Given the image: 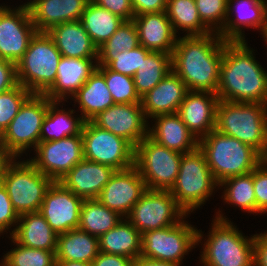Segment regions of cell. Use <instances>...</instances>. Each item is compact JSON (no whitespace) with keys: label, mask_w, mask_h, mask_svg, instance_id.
Instances as JSON below:
<instances>
[{"label":"cell","mask_w":267,"mask_h":266,"mask_svg":"<svg viewBox=\"0 0 267 266\" xmlns=\"http://www.w3.org/2000/svg\"><path fill=\"white\" fill-rule=\"evenodd\" d=\"M99 252L98 237L88 232L72 229L58 235L56 260L91 263Z\"/></svg>","instance_id":"31"},{"label":"cell","mask_w":267,"mask_h":266,"mask_svg":"<svg viewBox=\"0 0 267 266\" xmlns=\"http://www.w3.org/2000/svg\"><path fill=\"white\" fill-rule=\"evenodd\" d=\"M8 160L1 172L0 182L6 188L10 201L20 216L40 211L45 193L53 181L42 174L30 161Z\"/></svg>","instance_id":"7"},{"label":"cell","mask_w":267,"mask_h":266,"mask_svg":"<svg viewBox=\"0 0 267 266\" xmlns=\"http://www.w3.org/2000/svg\"><path fill=\"white\" fill-rule=\"evenodd\" d=\"M61 57L48 33H36L16 64L18 83L32 94L44 95L56 81Z\"/></svg>","instance_id":"5"},{"label":"cell","mask_w":267,"mask_h":266,"mask_svg":"<svg viewBox=\"0 0 267 266\" xmlns=\"http://www.w3.org/2000/svg\"><path fill=\"white\" fill-rule=\"evenodd\" d=\"M156 125L148 130V136L168 149L182 154L195 150L198 139L189 131L177 113L154 117Z\"/></svg>","instance_id":"26"},{"label":"cell","mask_w":267,"mask_h":266,"mask_svg":"<svg viewBox=\"0 0 267 266\" xmlns=\"http://www.w3.org/2000/svg\"><path fill=\"white\" fill-rule=\"evenodd\" d=\"M97 58H71L62 56L57 66L56 81L44 94L51 101L62 102L66 95L74 96L97 69Z\"/></svg>","instance_id":"23"},{"label":"cell","mask_w":267,"mask_h":266,"mask_svg":"<svg viewBox=\"0 0 267 266\" xmlns=\"http://www.w3.org/2000/svg\"><path fill=\"white\" fill-rule=\"evenodd\" d=\"M35 151L38 156L29 161L52 181H59L84 158L81 132L60 140L40 141Z\"/></svg>","instance_id":"14"},{"label":"cell","mask_w":267,"mask_h":266,"mask_svg":"<svg viewBox=\"0 0 267 266\" xmlns=\"http://www.w3.org/2000/svg\"><path fill=\"white\" fill-rule=\"evenodd\" d=\"M19 215L15 211L6 188L0 182V233L18 223Z\"/></svg>","instance_id":"45"},{"label":"cell","mask_w":267,"mask_h":266,"mask_svg":"<svg viewBox=\"0 0 267 266\" xmlns=\"http://www.w3.org/2000/svg\"><path fill=\"white\" fill-rule=\"evenodd\" d=\"M180 264L148 258L145 256H138L133 260V266H179Z\"/></svg>","instance_id":"51"},{"label":"cell","mask_w":267,"mask_h":266,"mask_svg":"<svg viewBox=\"0 0 267 266\" xmlns=\"http://www.w3.org/2000/svg\"><path fill=\"white\" fill-rule=\"evenodd\" d=\"M55 266H92V263H86L81 261L56 260Z\"/></svg>","instance_id":"52"},{"label":"cell","mask_w":267,"mask_h":266,"mask_svg":"<svg viewBox=\"0 0 267 266\" xmlns=\"http://www.w3.org/2000/svg\"><path fill=\"white\" fill-rule=\"evenodd\" d=\"M254 266H267V233L254 238Z\"/></svg>","instance_id":"50"},{"label":"cell","mask_w":267,"mask_h":266,"mask_svg":"<svg viewBox=\"0 0 267 266\" xmlns=\"http://www.w3.org/2000/svg\"><path fill=\"white\" fill-rule=\"evenodd\" d=\"M146 116L141 103H115L91 121L127 140L134 148L148 136Z\"/></svg>","instance_id":"16"},{"label":"cell","mask_w":267,"mask_h":266,"mask_svg":"<svg viewBox=\"0 0 267 266\" xmlns=\"http://www.w3.org/2000/svg\"><path fill=\"white\" fill-rule=\"evenodd\" d=\"M200 231L184 221L144 232L141 256L180 264L183 256L202 239Z\"/></svg>","instance_id":"11"},{"label":"cell","mask_w":267,"mask_h":266,"mask_svg":"<svg viewBox=\"0 0 267 266\" xmlns=\"http://www.w3.org/2000/svg\"><path fill=\"white\" fill-rule=\"evenodd\" d=\"M36 33L26 4L15 10L0 6V59L17 64Z\"/></svg>","instance_id":"15"},{"label":"cell","mask_w":267,"mask_h":266,"mask_svg":"<svg viewBox=\"0 0 267 266\" xmlns=\"http://www.w3.org/2000/svg\"><path fill=\"white\" fill-rule=\"evenodd\" d=\"M81 135L84 159L116 171L134 166L135 148L124 138L99 128L92 121H84Z\"/></svg>","instance_id":"10"},{"label":"cell","mask_w":267,"mask_h":266,"mask_svg":"<svg viewBox=\"0 0 267 266\" xmlns=\"http://www.w3.org/2000/svg\"><path fill=\"white\" fill-rule=\"evenodd\" d=\"M79 103L84 121H91L100 112L115 104L104 76L96 69L73 96Z\"/></svg>","instance_id":"29"},{"label":"cell","mask_w":267,"mask_h":266,"mask_svg":"<svg viewBox=\"0 0 267 266\" xmlns=\"http://www.w3.org/2000/svg\"><path fill=\"white\" fill-rule=\"evenodd\" d=\"M262 162H263V164L267 165V150L262 155Z\"/></svg>","instance_id":"55"},{"label":"cell","mask_w":267,"mask_h":266,"mask_svg":"<svg viewBox=\"0 0 267 266\" xmlns=\"http://www.w3.org/2000/svg\"><path fill=\"white\" fill-rule=\"evenodd\" d=\"M10 159L13 157L8 152H0V176L5 163Z\"/></svg>","instance_id":"53"},{"label":"cell","mask_w":267,"mask_h":266,"mask_svg":"<svg viewBox=\"0 0 267 266\" xmlns=\"http://www.w3.org/2000/svg\"><path fill=\"white\" fill-rule=\"evenodd\" d=\"M139 43L150 51L173 53L176 34L165 11L134 16Z\"/></svg>","instance_id":"24"},{"label":"cell","mask_w":267,"mask_h":266,"mask_svg":"<svg viewBox=\"0 0 267 266\" xmlns=\"http://www.w3.org/2000/svg\"><path fill=\"white\" fill-rule=\"evenodd\" d=\"M18 222L10 234L18 244L56 254L58 235L39 211L20 215Z\"/></svg>","instance_id":"28"},{"label":"cell","mask_w":267,"mask_h":266,"mask_svg":"<svg viewBox=\"0 0 267 266\" xmlns=\"http://www.w3.org/2000/svg\"><path fill=\"white\" fill-rule=\"evenodd\" d=\"M80 22L98 48L116 32L124 20L89 1Z\"/></svg>","instance_id":"32"},{"label":"cell","mask_w":267,"mask_h":266,"mask_svg":"<svg viewBox=\"0 0 267 266\" xmlns=\"http://www.w3.org/2000/svg\"><path fill=\"white\" fill-rule=\"evenodd\" d=\"M146 190L141 174L135 166H132L115 171L97 199L104 206L126 218Z\"/></svg>","instance_id":"18"},{"label":"cell","mask_w":267,"mask_h":266,"mask_svg":"<svg viewBox=\"0 0 267 266\" xmlns=\"http://www.w3.org/2000/svg\"><path fill=\"white\" fill-rule=\"evenodd\" d=\"M215 129L263 155L267 150V104L219 100Z\"/></svg>","instance_id":"4"},{"label":"cell","mask_w":267,"mask_h":266,"mask_svg":"<svg viewBox=\"0 0 267 266\" xmlns=\"http://www.w3.org/2000/svg\"><path fill=\"white\" fill-rule=\"evenodd\" d=\"M115 171L107 165L83 158L59 182L76 196L97 199Z\"/></svg>","instance_id":"21"},{"label":"cell","mask_w":267,"mask_h":266,"mask_svg":"<svg viewBox=\"0 0 267 266\" xmlns=\"http://www.w3.org/2000/svg\"><path fill=\"white\" fill-rule=\"evenodd\" d=\"M17 84L16 64L0 59V93L14 88Z\"/></svg>","instance_id":"47"},{"label":"cell","mask_w":267,"mask_h":266,"mask_svg":"<svg viewBox=\"0 0 267 266\" xmlns=\"http://www.w3.org/2000/svg\"><path fill=\"white\" fill-rule=\"evenodd\" d=\"M97 6L109 10L114 15L120 17L124 21H132L134 11L131 0H90Z\"/></svg>","instance_id":"46"},{"label":"cell","mask_w":267,"mask_h":266,"mask_svg":"<svg viewBox=\"0 0 267 266\" xmlns=\"http://www.w3.org/2000/svg\"><path fill=\"white\" fill-rule=\"evenodd\" d=\"M187 92L183 80L173 70L169 71L152 90L141 97L146 118L177 113Z\"/></svg>","instance_id":"22"},{"label":"cell","mask_w":267,"mask_h":266,"mask_svg":"<svg viewBox=\"0 0 267 266\" xmlns=\"http://www.w3.org/2000/svg\"><path fill=\"white\" fill-rule=\"evenodd\" d=\"M171 70V54L151 51L133 76L138 95L152 90Z\"/></svg>","instance_id":"35"},{"label":"cell","mask_w":267,"mask_h":266,"mask_svg":"<svg viewBox=\"0 0 267 266\" xmlns=\"http://www.w3.org/2000/svg\"><path fill=\"white\" fill-rule=\"evenodd\" d=\"M263 37L265 38V41L267 42V30H266L265 33L263 34Z\"/></svg>","instance_id":"56"},{"label":"cell","mask_w":267,"mask_h":266,"mask_svg":"<svg viewBox=\"0 0 267 266\" xmlns=\"http://www.w3.org/2000/svg\"><path fill=\"white\" fill-rule=\"evenodd\" d=\"M219 184L211 174L206 156L199 146L182 154L179 173L170 193L186 212L204 204Z\"/></svg>","instance_id":"8"},{"label":"cell","mask_w":267,"mask_h":266,"mask_svg":"<svg viewBox=\"0 0 267 266\" xmlns=\"http://www.w3.org/2000/svg\"><path fill=\"white\" fill-rule=\"evenodd\" d=\"M182 153L146 136L135 147L134 166L149 190L170 191L180 169Z\"/></svg>","instance_id":"9"},{"label":"cell","mask_w":267,"mask_h":266,"mask_svg":"<svg viewBox=\"0 0 267 266\" xmlns=\"http://www.w3.org/2000/svg\"><path fill=\"white\" fill-rule=\"evenodd\" d=\"M51 100L40 94H32L20 107L18 114L4 130L8 153L16 158L23 151L40 142V132Z\"/></svg>","instance_id":"12"},{"label":"cell","mask_w":267,"mask_h":266,"mask_svg":"<svg viewBox=\"0 0 267 266\" xmlns=\"http://www.w3.org/2000/svg\"><path fill=\"white\" fill-rule=\"evenodd\" d=\"M224 45L225 40L213 32L177 39L171 67L188 91L217 92Z\"/></svg>","instance_id":"1"},{"label":"cell","mask_w":267,"mask_h":266,"mask_svg":"<svg viewBox=\"0 0 267 266\" xmlns=\"http://www.w3.org/2000/svg\"><path fill=\"white\" fill-rule=\"evenodd\" d=\"M165 12L175 34L177 28L187 31L186 36H201L212 33L202 23L195 0H167Z\"/></svg>","instance_id":"36"},{"label":"cell","mask_w":267,"mask_h":266,"mask_svg":"<svg viewBox=\"0 0 267 266\" xmlns=\"http://www.w3.org/2000/svg\"><path fill=\"white\" fill-rule=\"evenodd\" d=\"M245 41H225L216 94L219 100L267 104V73Z\"/></svg>","instance_id":"2"},{"label":"cell","mask_w":267,"mask_h":266,"mask_svg":"<svg viewBox=\"0 0 267 266\" xmlns=\"http://www.w3.org/2000/svg\"><path fill=\"white\" fill-rule=\"evenodd\" d=\"M198 146L218 184L230 177L252 172L262 162V155L256 149L216 129L199 139Z\"/></svg>","instance_id":"3"},{"label":"cell","mask_w":267,"mask_h":266,"mask_svg":"<svg viewBox=\"0 0 267 266\" xmlns=\"http://www.w3.org/2000/svg\"><path fill=\"white\" fill-rule=\"evenodd\" d=\"M141 238L142 234L131 222L122 218L113 229L98 238L99 250L106 254L122 255L134 260L141 255Z\"/></svg>","instance_id":"30"},{"label":"cell","mask_w":267,"mask_h":266,"mask_svg":"<svg viewBox=\"0 0 267 266\" xmlns=\"http://www.w3.org/2000/svg\"><path fill=\"white\" fill-rule=\"evenodd\" d=\"M32 95L19 83L12 89L0 93V128L5 130L18 114L20 107Z\"/></svg>","instance_id":"43"},{"label":"cell","mask_w":267,"mask_h":266,"mask_svg":"<svg viewBox=\"0 0 267 266\" xmlns=\"http://www.w3.org/2000/svg\"><path fill=\"white\" fill-rule=\"evenodd\" d=\"M201 255L204 266H254V238L249 239L217 214Z\"/></svg>","instance_id":"6"},{"label":"cell","mask_w":267,"mask_h":266,"mask_svg":"<svg viewBox=\"0 0 267 266\" xmlns=\"http://www.w3.org/2000/svg\"><path fill=\"white\" fill-rule=\"evenodd\" d=\"M134 16L166 10L167 0H131Z\"/></svg>","instance_id":"48"},{"label":"cell","mask_w":267,"mask_h":266,"mask_svg":"<svg viewBox=\"0 0 267 266\" xmlns=\"http://www.w3.org/2000/svg\"><path fill=\"white\" fill-rule=\"evenodd\" d=\"M92 266H133V259L115 254H99L91 262Z\"/></svg>","instance_id":"49"},{"label":"cell","mask_w":267,"mask_h":266,"mask_svg":"<svg viewBox=\"0 0 267 266\" xmlns=\"http://www.w3.org/2000/svg\"><path fill=\"white\" fill-rule=\"evenodd\" d=\"M186 214L170 191L147 189L126 218L143 234L177 224Z\"/></svg>","instance_id":"13"},{"label":"cell","mask_w":267,"mask_h":266,"mask_svg":"<svg viewBox=\"0 0 267 266\" xmlns=\"http://www.w3.org/2000/svg\"><path fill=\"white\" fill-rule=\"evenodd\" d=\"M195 2L202 23L211 32H215L216 29L215 33H220L228 17V0H195Z\"/></svg>","instance_id":"42"},{"label":"cell","mask_w":267,"mask_h":266,"mask_svg":"<svg viewBox=\"0 0 267 266\" xmlns=\"http://www.w3.org/2000/svg\"><path fill=\"white\" fill-rule=\"evenodd\" d=\"M218 102L216 93L188 91L180 104L177 114L198 141L215 130Z\"/></svg>","instance_id":"19"},{"label":"cell","mask_w":267,"mask_h":266,"mask_svg":"<svg viewBox=\"0 0 267 266\" xmlns=\"http://www.w3.org/2000/svg\"><path fill=\"white\" fill-rule=\"evenodd\" d=\"M140 45L135 23L124 21L116 32L98 47V56H117L126 50H132Z\"/></svg>","instance_id":"40"},{"label":"cell","mask_w":267,"mask_h":266,"mask_svg":"<svg viewBox=\"0 0 267 266\" xmlns=\"http://www.w3.org/2000/svg\"><path fill=\"white\" fill-rule=\"evenodd\" d=\"M233 2H235V0H228L227 22H225V26L219 35L225 41H244L245 38L242 34L241 25L260 28L259 30L264 34L267 30V2L265 0H237V3H235L236 5L233 4ZM233 5H235V7ZM245 6L246 8L249 7L250 12H242ZM233 9H235V13H237V17L234 20L229 17L230 13H233Z\"/></svg>","instance_id":"27"},{"label":"cell","mask_w":267,"mask_h":266,"mask_svg":"<svg viewBox=\"0 0 267 266\" xmlns=\"http://www.w3.org/2000/svg\"><path fill=\"white\" fill-rule=\"evenodd\" d=\"M151 51L139 45L132 50H126L117 56H98L97 65L107 66L110 70L133 77Z\"/></svg>","instance_id":"41"},{"label":"cell","mask_w":267,"mask_h":266,"mask_svg":"<svg viewBox=\"0 0 267 266\" xmlns=\"http://www.w3.org/2000/svg\"><path fill=\"white\" fill-rule=\"evenodd\" d=\"M219 186H225L226 202L239 206L242 210L256 213V199L253 186V171L225 179Z\"/></svg>","instance_id":"37"},{"label":"cell","mask_w":267,"mask_h":266,"mask_svg":"<svg viewBox=\"0 0 267 266\" xmlns=\"http://www.w3.org/2000/svg\"><path fill=\"white\" fill-rule=\"evenodd\" d=\"M121 219L117 212L104 206L98 199H84L78 229L99 238L113 229Z\"/></svg>","instance_id":"34"},{"label":"cell","mask_w":267,"mask_h":266,"mask_svg":"<svg viewBox=\"0 0 267 266\" xmlns=\"http://www.w3.org/2000/svg\"><path fill=\"white\" fill-rule=\"evenodd\" d=\"M5 254L0 266H55L56 255L53 251L29 248L18 244Z\"/></svg>","instance_id":"39"},{"label":"cell","mask_w":267,"mask_h":266,"mask_svg":"<svg viewBox=\"0 0 267 266\" xmlns=\"http://www.w3.org/2000/svg\"><path fill=\"white\" fill-rule=\"evenodd\" d=\"M253 186L256 199V213H265L267 212V167L263 162L253 170Z\"/></svg>","instance_id":"44"},{"label":"cell","mask_w":267,"mask_h":266,"mask_svg":"<svg viewBox=\"0 0 267 266\" xmlns=\"http://www.w3.org/2000/svg\"><path fill=\"white\" fill-rule=\"evenodd\" d=\"M97 70L104 76L115 103H141L133 77L110 70L107 66H97Z\"/></svg>","instance_id":"38"},{"label":"cell","mask_w":267,"mask_h":266,"mask_svg":"<svg viewBox=\"0 0 267 266\" xmlns=\"http://www.w3.org/2000/svg\"><path fill=\"white\" fill-rule=\"evenodd\" d=\"M90 0H33L27 2L37 33H47L64 22L80 20Z\"/></svg>","instance_id":"20"},{"label":"cell","mask_w":267,"mask_h":266,"mask_svg":"<svg viewBox=\"0 0 267 266\" xmlns=\"http://www.w3.org/2000/svg\"><path fill=\"white\" fill-rule=\"evenodd\" d=\"M58 103L51 101L48 105V110L41 127L40 141L60 140L81 132L84 120L79 117L77 119L72 118L71 114L74 113V110L69 112L61 109L58 110L56 107Z\"/></svg>","instance_id":"33"},{"label":"cell","mask_w":267,"mask_h":266,"mask_svg":"<svg viewBox=\"0 0 267 266\" xmlns=\"http://www.w3.org/2000/svg\"><path fill=\"white\" fill-rule=\"evenodd\" d=\"M0 152H8L4 141V130L0 128Z\"/></svg>","instance_id":"54"},{"label":"cell","mask_w":267,"mask_h":266,"mask_svg":"<svg viewBox=\"0 0 267 266\" xmlns=\"http://www.w3.org/2000/svg\"><path fill=\"white\" fill-rule=\"evenodd\" d=\"M48 35L53 39L61 56L71 58H97L98 48L80 20L64 22L53 27Z\"/></svg>","instance_id":"25"},{"label":"cell","mask_w":267,"mask_h":266,"mask_svg":"<svg viewBox=\"0 0 267 266\" xmlns=\"http://www.w3.org/2000/svg\"><path fill=\"white\" fill-rule=\"evenodd\" d=\"M83 201L59 181H53L45 193L39 212L52 230L60 235L78 229Z\"/></svg>","instance_id":"17"}]
</instances>
